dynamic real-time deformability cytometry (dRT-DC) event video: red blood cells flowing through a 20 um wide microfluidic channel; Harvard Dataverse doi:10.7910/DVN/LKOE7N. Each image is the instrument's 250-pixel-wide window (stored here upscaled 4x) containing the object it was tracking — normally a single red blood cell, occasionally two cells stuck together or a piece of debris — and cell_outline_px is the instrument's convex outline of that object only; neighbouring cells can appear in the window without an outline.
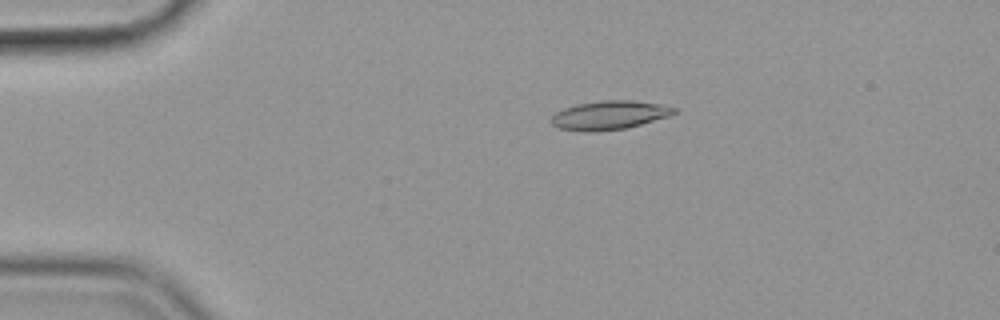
{"species": "common noctule bat (a hibernating species)", "species_latin": "Nyctalus noctula", "temperature_condition": "cold", "stored_images_in_passage": 57, "camera_frame_rate_fps": 3000, "um_per_image_px": 0.085, "animal": {"sex": "female", "body_mass_g": 19.9}, "frame": {"image": 1, "passage_image": 12, "time_ms": 3.667, "image_size_px": [1000, 320], "cell_outline_px": [[676, 112], [668, 116], [628, 128], [592, 132], [584, 132], [560, 128], [552, 124], [548, 120], [556, 112], [564, 108], [576, 104], [600, 100], [632, 100], [660, 104], [676, 108]], "centroid_in_image_um": [51.75, 9.79], "position_along_channel_um": 33.2, "area_um2": 20.69}}
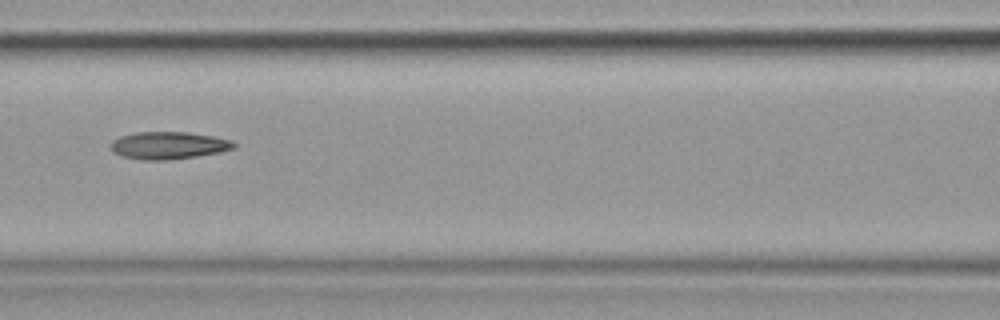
{"frame": {"image": 2, "passage_image": 26, "time_ms": 8.333, "image_size_px": [1000, 320], "cell_outline_px": [[236, 148], [220, 152], [196, 156], [168, 160], [140, 160], [120, 156], [112, 152], [112, 140], [120, 136], [136, 132], [188, 132], [212, 136], [232, 140], [236, 144]], "centroid_in_image_um": [14.32, 12.36], "position_along_channel_um": 152.3, "area_um2": 19.77}}
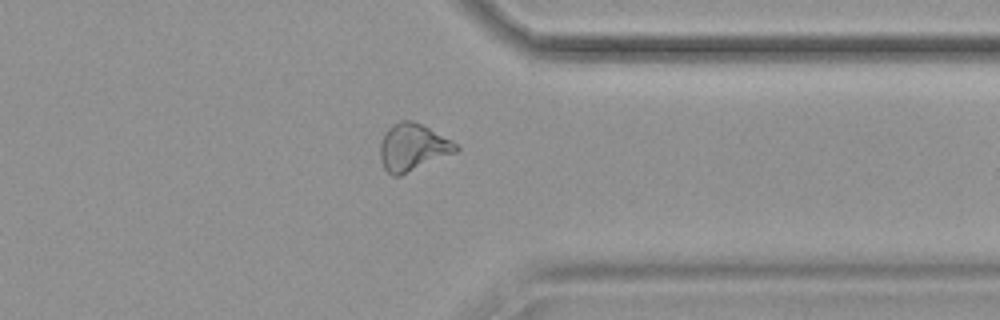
{"frame": {"image": 3, "passage_image": 45, "time_ms": 14.667, "image_size_px": [1000, 320], "cell_outline_px": [[460, 148], [456, 152], [400, 176], [392, 176], [384, 168], [380, 160], [380, 144], [384, 132], [392, 124], [400, 120], [412, 120], [452, 140]], "centroid_in_image_um": [35.05, 12.52], "position_along_channel_um": 376.3, "area_um2": 20.81}, "authors_computed_cell_mechanics": {"area_um2": 19.9988, "velocity_mm_per_s": 3.5871, "shape_relaxation_time_tau1_ms": 4.7281, "shape_relaxation_time_tau2_ms": 3.5367, "deformation_change_tau1": 0.1513, "deformation_change_tau2": 0.1205}}